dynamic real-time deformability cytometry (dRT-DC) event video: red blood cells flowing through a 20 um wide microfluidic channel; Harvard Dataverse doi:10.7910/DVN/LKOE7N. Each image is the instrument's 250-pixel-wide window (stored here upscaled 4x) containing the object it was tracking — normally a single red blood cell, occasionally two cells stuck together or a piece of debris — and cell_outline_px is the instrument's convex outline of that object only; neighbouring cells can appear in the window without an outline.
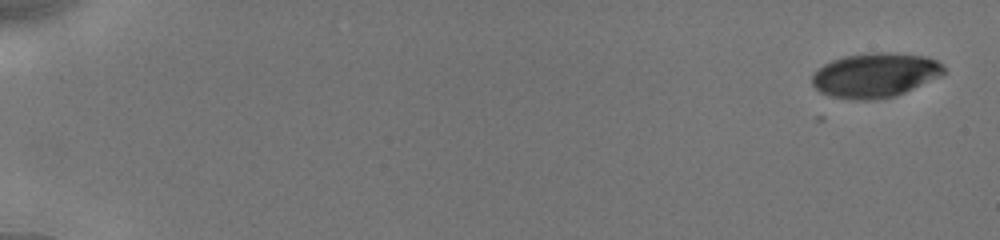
{"species": "human", "species_latin": "Homo sapiens", "temperature_condition": "cold", "stored_images_in_passage": 11, "camera_frame_rate_fps": 3000, "um_per_image_px": 0.085, "donor": {"sex": "male"}, "frame": {"image": 1, "passage_image": 1, "time_ms": 0.0, "image_size_px": [1000, 240], "cell_outline_px": [[944, 72], [940, 76], [904, 92], [892, 96], [872, 100], [860, 100], [832, 96], [820, 92], [812, 84], [812, 76], [824, 64], [832, 60], [844, 56], [872, 52], [888, 52], [924, 56], [936, 60], [944, 64]], "centroid_in_image_um": [74.39, 6.37], "position_along_channel_um": 10.6, "area_um2": 33.76}}
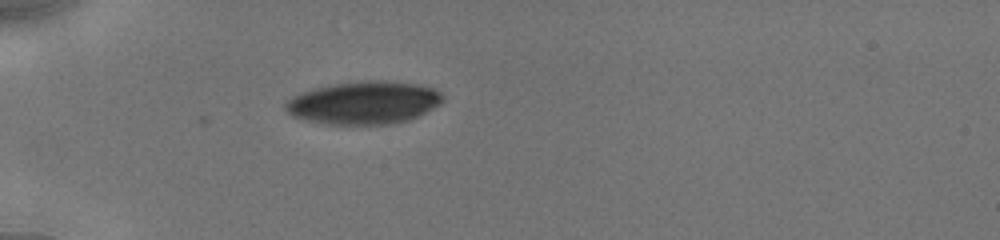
{"frame": {"image": 2, "passage_image": 9, "time_ms": 5.333, "image_size_px": [1000, 240], "cell_outline_px": [[444, 100], [440, 104], [408, 120], [392, 124], [328, 124], [308, 120], [292, 116], [284, 108], [284, 104], [292, 96], [300, 92], [312, 88], [332, 84], [364, 80], [384, 80], [416, 84], [432, 88], [440, 92], [444, 96]], "centroid_in_image_um": [30.91, 8.72], "position_along_channel_um": 54.1, "area_um2": 39.25}}